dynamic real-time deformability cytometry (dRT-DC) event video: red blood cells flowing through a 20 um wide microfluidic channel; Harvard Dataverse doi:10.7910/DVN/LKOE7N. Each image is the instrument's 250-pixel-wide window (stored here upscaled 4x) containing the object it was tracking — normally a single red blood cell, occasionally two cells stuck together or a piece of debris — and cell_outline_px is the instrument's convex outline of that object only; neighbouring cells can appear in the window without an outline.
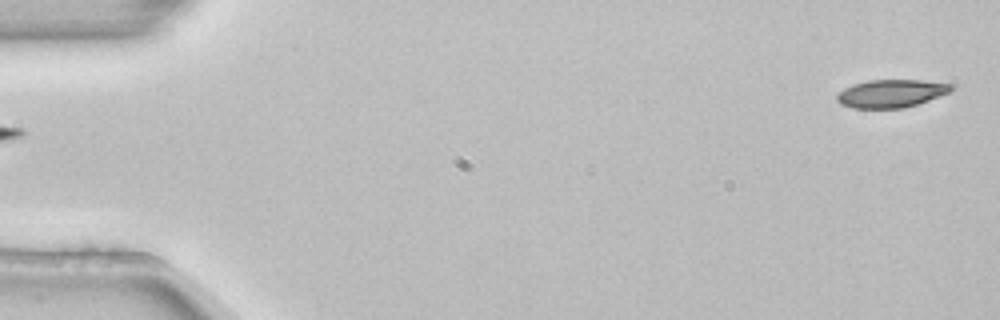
{"species": "common noctule bat (a hibernating species)", "species_latin": "Nyctalus noctula", "temperature_condition": "room temperature", "stored_images_in_passage": 5, "segment_of_instrument_passage": [2, 2], "camera_frame_rate_fps": 3000, "um_per_image_px": 0.085, "animal": {"sex": "female", "body_mass_g": 22.7, "forearm_length_mm": 54.2}, "frame": {"image": 1, "passage_image": 5, "time_ms": 1.333, "image_size_px": [1000, 320], "cell_outline_px": [[952, 92], [904, 108], [852, 108], [840, 104], [836, 100], [836, 96], [844, 88], [852, 84], [868, 80], [920, 80], [952, 84]], "centroid_in_image_um": [75.73, 7.94], "position_along_channel_um": 9.3, "area_um2": 18.61}}